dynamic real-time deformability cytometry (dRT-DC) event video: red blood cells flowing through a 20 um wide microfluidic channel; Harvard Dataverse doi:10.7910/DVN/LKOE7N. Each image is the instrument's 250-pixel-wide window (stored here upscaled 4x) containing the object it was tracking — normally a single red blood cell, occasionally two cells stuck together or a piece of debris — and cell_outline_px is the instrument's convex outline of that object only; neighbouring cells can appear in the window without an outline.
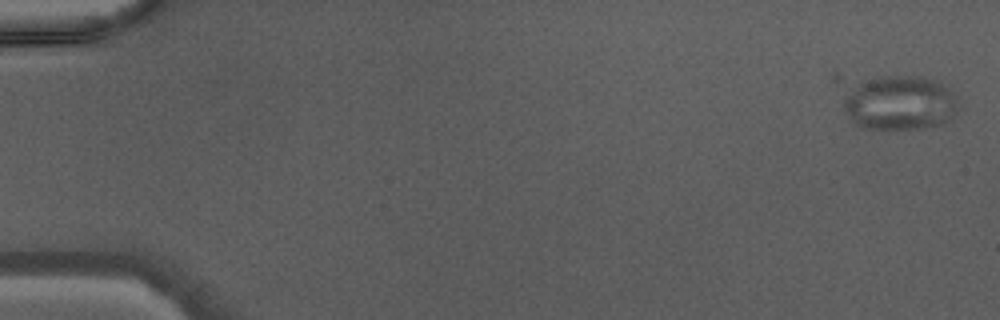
{"species": "Egyptian fruit bat (a non-hibernating species)", "species_latin": "Rousettus aegyptiacus", "temperature_condition": "warm", "stored_images_in_passage": 41, "camera_frame_rate_fps": 3000, "um_per_image_px": 0.085, "animal": {"sex": "male"}, "frame": {"image": 1, "passage_image": 1, "time_ms": 0.0, "image_size_px": [1000, 320], "cell_outline_px": [[964, 108], [944, 124], [920, 128], [864, 128], [856, 124], [852, 120], [844, 108], [844, 100], [860, 80], [880, 76], [920, 76], [932, 80], [948, 88], [956, 96]], "centroid_in_image_um": [76.58, 8.75], "position_along_channel_um": 8.4, "area_um2": 36.47}}
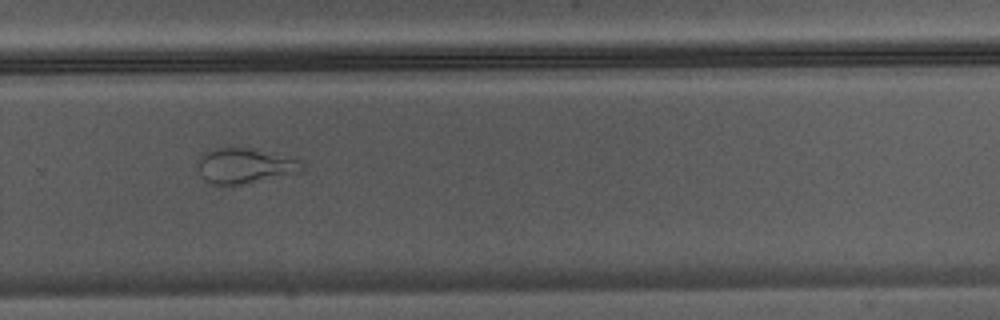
{"frame": {"image": 2, "passage_image": 32, "time_ms": 10.333, "image_size_px": [1000, 320], "cell_outline_px": [[304, 172], [240, 184], [212, 184], [204, 180], [200, 176], [196, 164], [196, 160], [204, 152], [212, 148], [228, 144], [248, 148], [304, 160]], "centroid_in_image_um": [20.77, 14.05], "position_along_channel_um": 309.0, "area_um2": 22.14}}
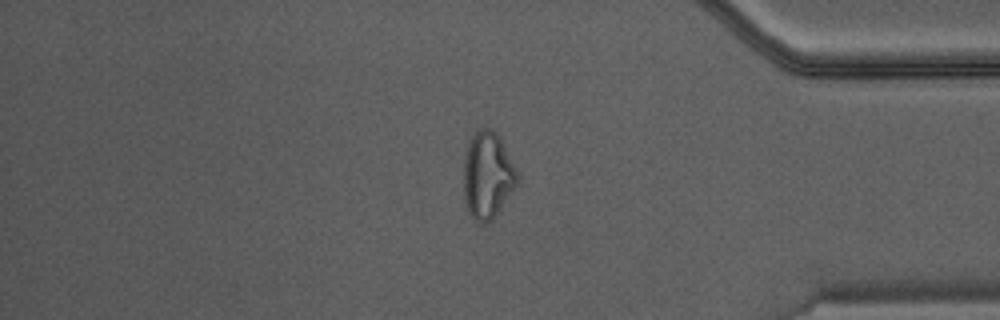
{"frame": {"image": 3, "passage_image": 39, "time_ms": 12.667, "image_size_px": [1000, 320], "cell_outline_px": [[520, 180], [492, 220], [484, 224], [480, 224], [468, 212], [464, 204], [464, 156], [472, 132], [480, 128], [492, 128], [500, 136], [520, 172]], "centroid_in_image_um": [41.46, 14.86], "position_along_channel_um": 393.7, "area_um2": 27.86}}